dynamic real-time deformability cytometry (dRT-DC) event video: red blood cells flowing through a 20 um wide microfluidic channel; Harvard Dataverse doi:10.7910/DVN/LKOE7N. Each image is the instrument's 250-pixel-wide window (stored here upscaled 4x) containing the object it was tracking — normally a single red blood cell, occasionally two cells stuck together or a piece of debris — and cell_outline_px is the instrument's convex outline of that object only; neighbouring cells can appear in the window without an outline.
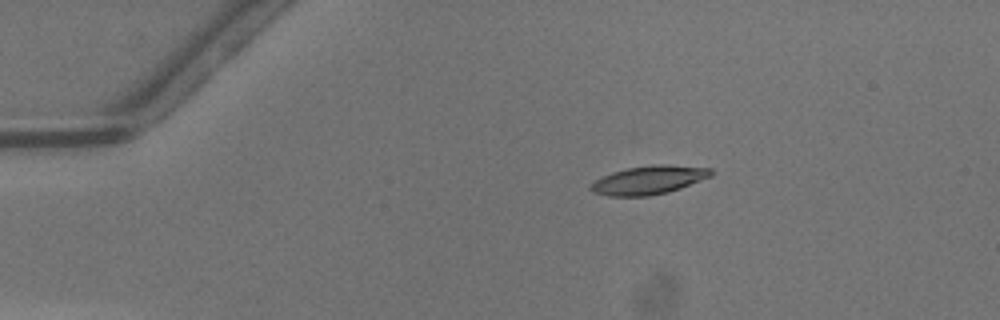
{"species": "common noctule bat (a hibernating species)", "species_latin": "Nyctalus noctula", "temperature_condition": "warm", "stored_images_in_passage": 41, "camera_frame_rate_fps": 3000, "um_per_image_px": 0.085, "animal": {"sex": "male", "body_mass_g": 13.3}, "frame": {"image": 1, "passage_image": 1, "time_ms": 0.0, "image_size_px": [1000, 320], "cell_outline_px": [[712, 176], [680, 188], [668, 192], [648, 196], [608, 196], [592, 192], [588, 188], [588, 184], [612, 172], [628, 168], [652, 164], [664, 164], [712, 168]], "centroid_in_image_um": [55.12, 15.3], "position_along_channel_um": 29.9, "area_um2": 20.06}}
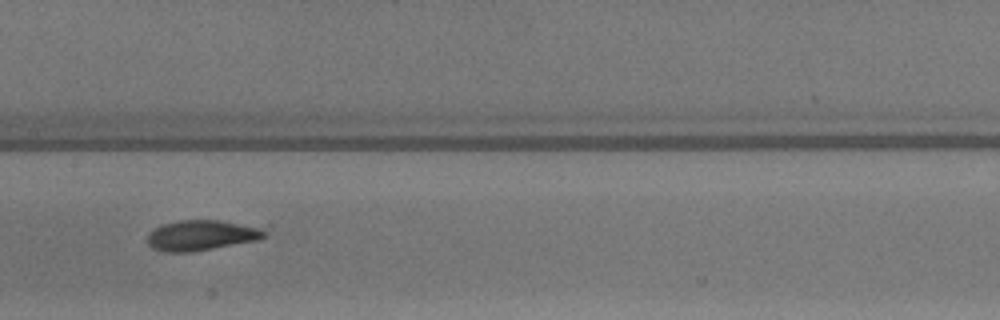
{"frame": {"image": 2, "passage_image": 17, "time_ms": 5.333, "image_size_px": [1000, 320], "cell_outline_px": [[272, 224], [268, 236], [260, 240], [192, 252], [160, 252], [152, 248], [148, 244], [148, 232], [164, 224], [180, 220], [220, 220]], "centroid_in_image_um": [17.39, 19.97], "position_along_channel_um": 190.0, "area_um2": 22.08}}
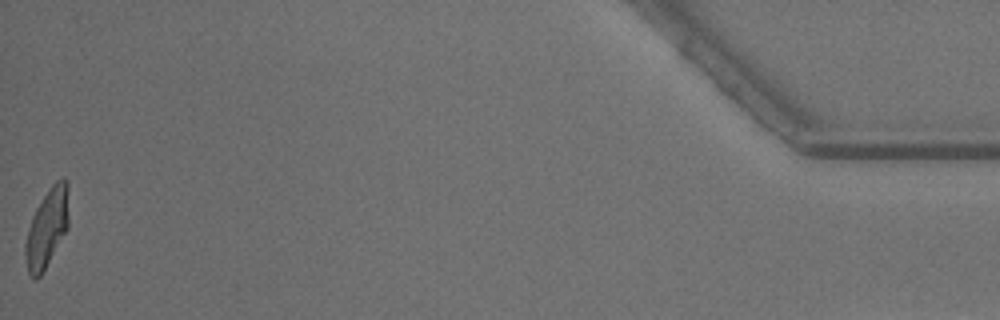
{"frame": {"image": 3, "passage_image": 41, "time_ms": 13.333, "image_size_px": [1000, 320], "cell_outline_px": [[68, 228], [40, 276], [36, 280], [28, 272], [24, 256], [24, 244], [28, 228], [32, 216], [36, 208], [48, 188], [60, 176], [64, 176], [68, 180]], "centroid_in_image_um": [3.99, 19.32], "position_along_channel_um": 431.2, "area_um2": 20.06}, "authors_computed_cell_mechanics": {"area_um2": 20.0566, "velocity_mm_per_s": 4.241, "shape_relaxation_time_tau1_ms": 5.28, "shape_relaxation_time_tau2_ms": 1.9952, "deformation_change_tau1": 0.207, "deformation_change_tau2": 0.0909}}